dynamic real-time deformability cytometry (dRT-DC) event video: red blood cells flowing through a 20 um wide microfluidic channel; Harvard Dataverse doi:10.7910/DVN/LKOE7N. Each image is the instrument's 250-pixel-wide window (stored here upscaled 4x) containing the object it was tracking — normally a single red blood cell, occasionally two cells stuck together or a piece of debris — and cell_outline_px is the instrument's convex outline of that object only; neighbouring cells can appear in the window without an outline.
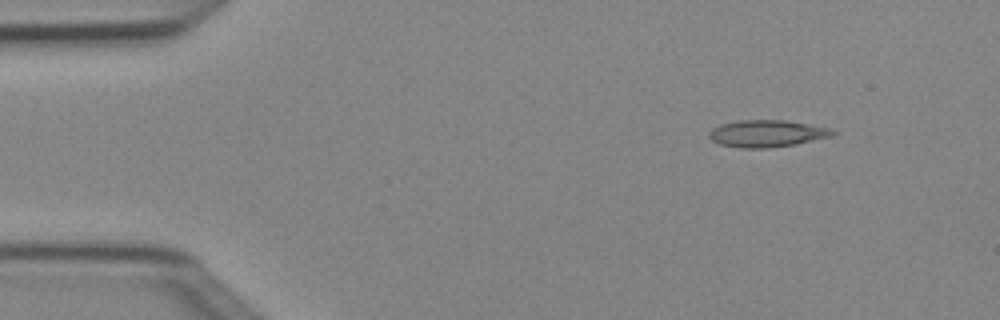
{"species": "Egyptian fruit bat (a non-hibernating species)", "species_latin": "Rousettus aegyptiacus", "temperature_condition": "cold", "stored_images_in_passage": 3, "camera_frame_rate_fps": 3000, "um_per_image_px": 0.085, "animal": {"sex": "female"}, "frame": {"image": 1, "passage_image": 1, "time_ms": 0.0, "image_size_px": [1000, 320], "cell_outline_px": [[836, 132], [832, 136], [796, 144], [768, 148], [740, 148], [720, 144], [712, 140], [708, 136], [708, 132], [712, 128], [720, 124], [740, 120], [784, 120], [828, 128]], "centroid_in_image_um": [65.13, 11.35], "position_along_channel_um": 19.9, "area_um2": 19.31}}